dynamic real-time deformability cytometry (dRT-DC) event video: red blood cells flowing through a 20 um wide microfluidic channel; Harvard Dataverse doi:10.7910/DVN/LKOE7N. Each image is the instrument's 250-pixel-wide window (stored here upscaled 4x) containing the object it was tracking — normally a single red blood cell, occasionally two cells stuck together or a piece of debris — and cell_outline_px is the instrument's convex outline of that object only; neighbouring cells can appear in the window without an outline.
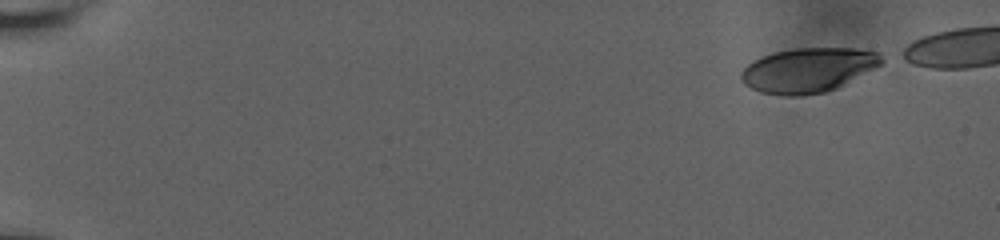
{"species": "human", "species_latin": "Homo sapiens", "temperature_condition": "room temperature", "stored_images_in_passage": 34, "camera_frame_rate_fps": 3000, "um_per_image_px": 0.085, "donor": {"sex": "male"}, "frame": {"image": 1, "passage_image": 1, "time_ms": 0.0, "image_size_px": [1000, 240], "cell_outline_px": [[888, 60], [884, 64], [836, 88], [824, 92], [800, 96], [784, 96], [760, 92], [744, 84], [740, 76], [740, 72], [748, 64], [764, 56], [776, 52], [796, 48], [856, 48], [880, 52]], "centroid_in_image_um": [68.77, 5.95], "position_along_channel_um": 16.2, "area_um2": 36.65}}
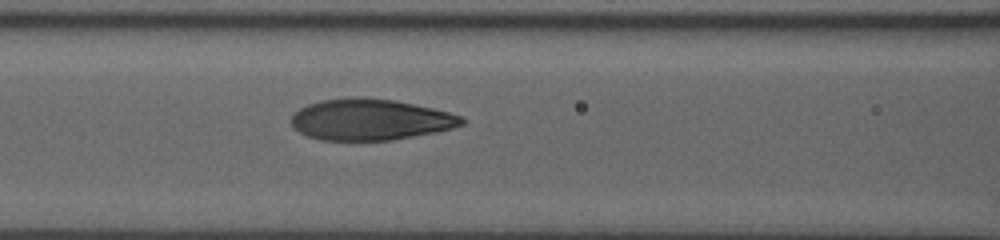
{"frame": {"image": 2, "passage_image": 26, "time_ms": 8.0, "image_size_px": [1000, 240], "cell_outline_px": [[464, 124], [452, 128], [392, 140], [320, 140], [308, 136], [300, 132], [292, 124], [292, 116], [300, 108], [308, 104], [320, 100], [352, 96], [364, 96], [396, 100], [432, 108], [448, 112], [460, 116], [464, 120]], "centroid_in_image_um": [31.45, 10.14], "position_along_channel_um": 135.2, "area_um2": 40.81}}
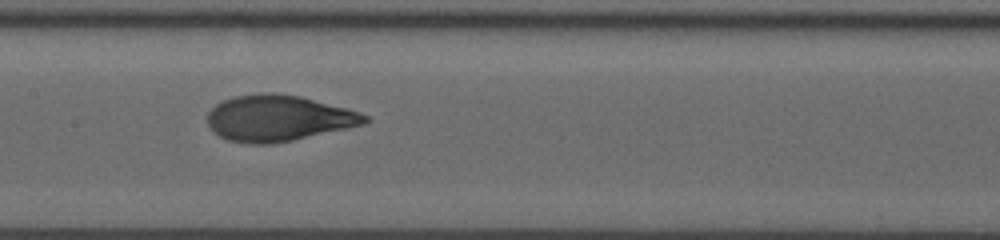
{"frame": {"image": 3, "passage_image": 31, "time_ms": 9.333, "image_size_px": [1000, 240], "cell_outline_px": [[368, 120], [364, 124], [348, 128], [292, 140], [272, 144], [252, 144], [228, 140], [212, 132], [208, 124], [208, 112], [216, 104], [224, 100], [236, 96], [260, 92], [272, 92], [300, 96], [360, 112], [368, 116]], "centroid_in_image_um": [23.63, 10.04], "position_along_channel_um": 183.8, "area_um2": 42.08}}